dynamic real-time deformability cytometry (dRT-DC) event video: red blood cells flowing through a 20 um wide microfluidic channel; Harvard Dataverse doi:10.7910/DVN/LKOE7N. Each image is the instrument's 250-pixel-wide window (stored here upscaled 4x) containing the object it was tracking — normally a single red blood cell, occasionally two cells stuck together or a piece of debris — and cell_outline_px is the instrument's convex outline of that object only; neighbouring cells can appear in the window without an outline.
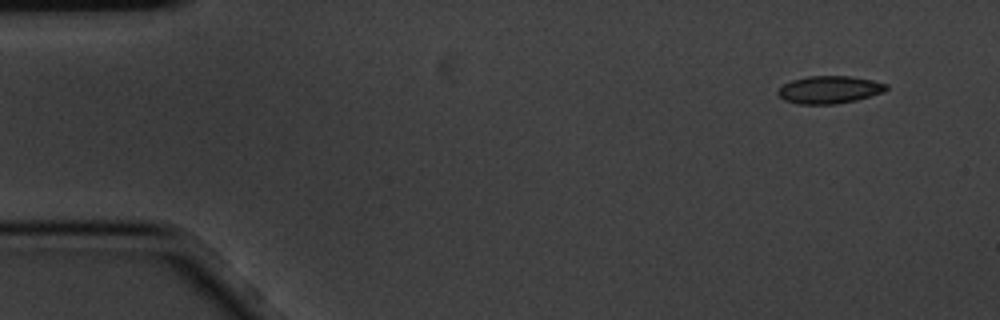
{"species": "common noctule bat (a hibernating species)", "species_latin": "Nyctalus noctula", "temperature_condition": "cold", "stored_images_in_passage": 7, "camera_frame_rate_fps": 3000, "um_per_image_px": 0.085, "animal": {"sex": "male", "body_mass_g": 20.1, "forearm_length_mm": 53.5}, "frame": {"image": 1, "passage_image": 1, "time_ms": 0.0, "image_size_px": [1000, 320], "cell_outline_px": [[888, 88], [884, 92], [856, 100], [836, 104], [800, 104], [784, 100], [776, 92], [784, 84], [792, 80], [808, 76], [848, 76], [872, 80], [888, 84]], "centroid_in_image_um": [70.51, 7.62], "position_along_channel_um": 14.5, "area_um2": 17.34}}
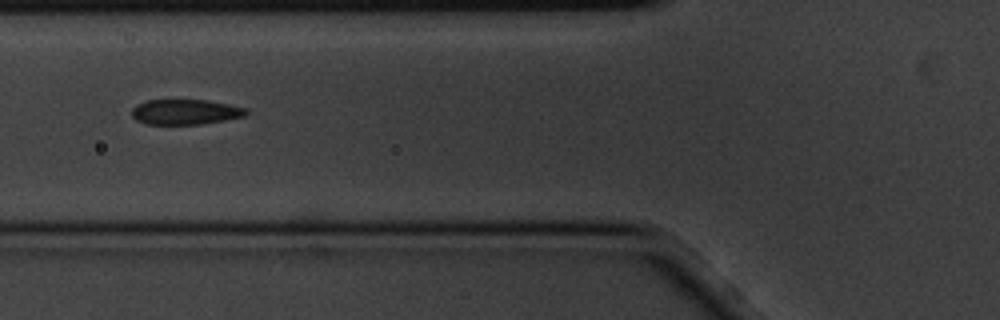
{"frame": {"image": 2, "passage_image": 6, "time_ms": 1.667, "image_size_px": [1000, 320], "cell_outline_px": [[248, 112], [244, 116], [224, 120], [200, 124], [144, 124], [136, 120], [132, 116], [132, 108], [136, 104], [144, 100], [208, 100], [248, 108]], "centroid_in_image_um": [15.72, 9.51], "position_along_channel_um": 110.1, "area_um2": 16.88}}
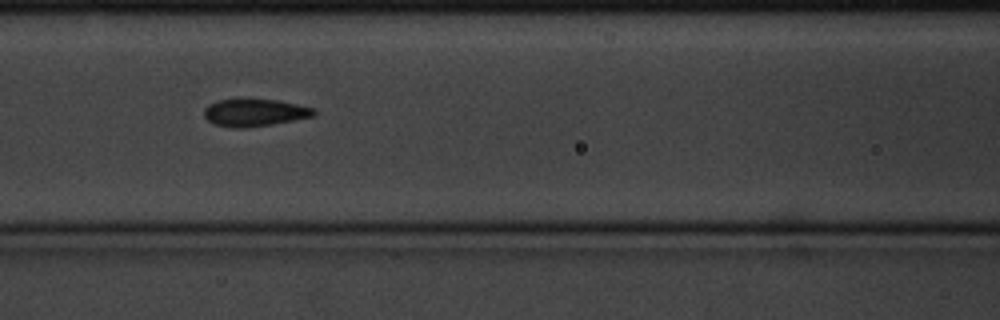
{"frame": {"image": 3, "passage_image": 7, "time_ms": 2.0, "image_size_px": [1000, 320], "cell_outline_px": [[316, 116], [272, 124], [244, 128], [232, 128], [216, 124], [208, 120], [204, 116], [204, 108], [208, 104], [216, 100], [236, 96], [244, 96], [276, 100], [296, 104], [312, 108], [316, 112]], "centroid_in_image_um": [21.58, 9.52], "position_along_channel_um": 145.0, "area_um2": 18.26}}